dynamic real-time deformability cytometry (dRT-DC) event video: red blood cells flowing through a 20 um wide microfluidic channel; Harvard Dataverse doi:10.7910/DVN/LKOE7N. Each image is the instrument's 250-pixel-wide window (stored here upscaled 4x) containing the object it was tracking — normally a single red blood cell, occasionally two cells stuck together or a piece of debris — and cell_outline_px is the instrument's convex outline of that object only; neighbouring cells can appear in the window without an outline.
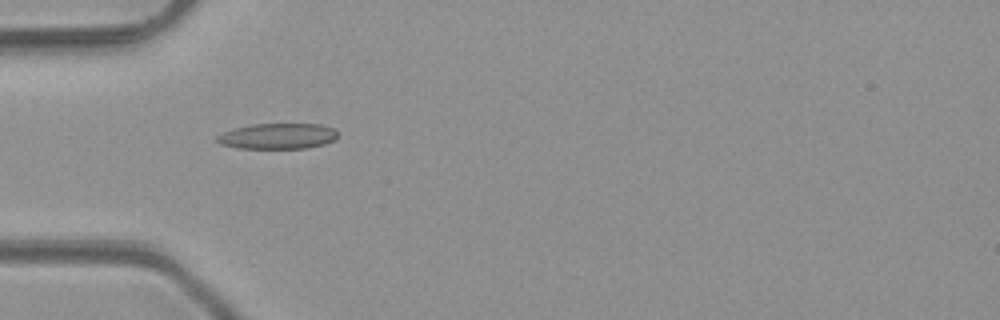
{"species": "common noctule bat (a hibernating species)", "species_latin": "Nyctalus noctula", "temperature_condition": "room temperature", "stored_images_in_passage": 3, "camera_frame_rate_fps": 3000, "um_per_image_px": 0.085, "animal": {"sex": "male", "body_mass_g": 23.1, "forearm_length_mm": 52.7}, "frame": {"image": 1, "passage_image": 1, "time_ms": 0.0, "image_size_px": [1000, 320], "cell_outline_px": [[336, 140], [324, 144], [304, 148], [236, 148], [220, 144], [216, 140], [216, 136], [224, 132], [236, 128], [252, 124], [320, 124], [332, 128], [336, 132]], "centroid_in_image_um": [23.59, 11.57], "position_along_channel_um": 61.4, "area_um2": 17.92}}
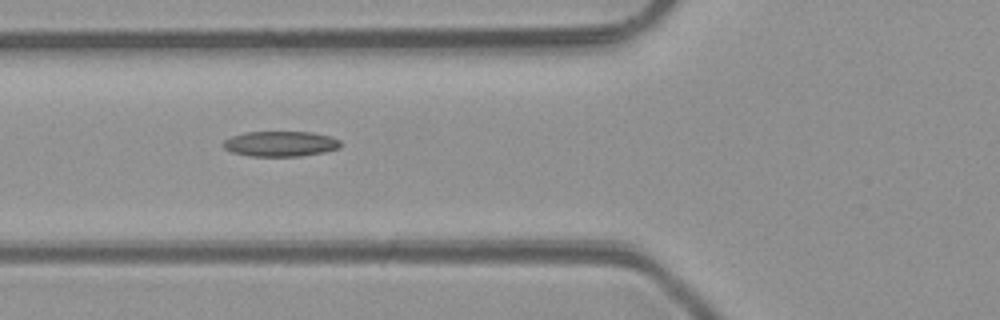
{"frame": {"image": 2, "passage_image": 2, "time_ms": 1.0, "image_size_px": [1000, 320], "cell_outline_px": [[340, 148], [324, 152], [300, 156], [248, 156], [232, 152], [224, 148], [224, 140], [232, 136], [244, 132], [312, 132], [328, 136], [340, 140]], "centroid_in_image_um": [23.83, 12.22], "position_along_channel_um": 102.0, "area_um2": 17.22}}
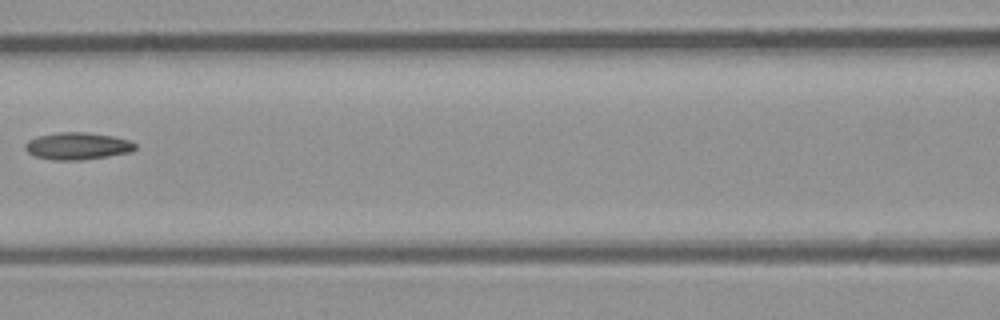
{"frame": {"image": 3, "passage_image": 3, "time_ms": 2.333, "image_size_px": [1000, 320], "cell_outline_px": [[136, 148], [132, 152], [108, 156], [80, 160], [52, 160], [36, 156], [28, 152], [24, 148], [24, 144], [28, 140], [36, 136], [60, 132], [88, 132], [112, 136], [128, 140], [136, 144]], "centroid_in_image_um": [6.57, 12.41], "position_along_channel_um": 160.0, "area_um2": 17.46}}